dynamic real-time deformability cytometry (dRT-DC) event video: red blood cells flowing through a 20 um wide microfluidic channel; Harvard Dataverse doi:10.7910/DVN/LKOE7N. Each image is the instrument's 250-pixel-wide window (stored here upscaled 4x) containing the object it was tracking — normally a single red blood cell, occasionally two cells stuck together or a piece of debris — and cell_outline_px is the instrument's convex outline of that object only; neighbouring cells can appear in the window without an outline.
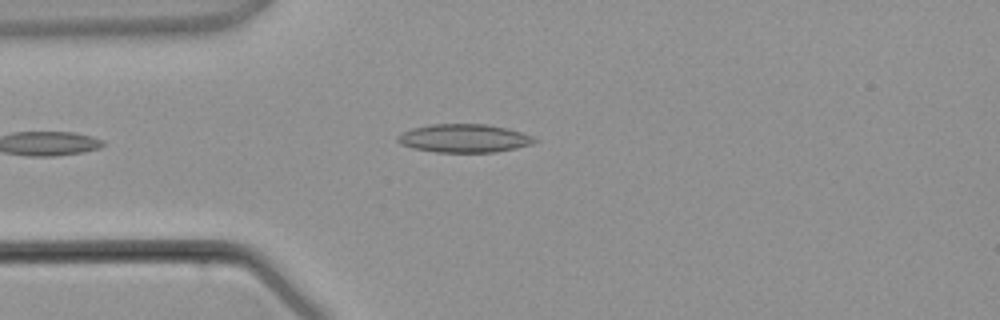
{"species": "common noctule bat (a hibernating species)", "species_latin": "Nyctalus noctula", "temperature_condition": "warm", "stored_images_in_passage": 3, "camera_frame_rate_fps": 3000, "um_per_image_px": 0.085, "animal": {"sex": "male", "body_mass_g": 21.5, "forearm_length_mm": 52.0}, "frame": {"image": 1, "passage_image": 3, "time_ms": 2.667, "image_size_px": [1000, 320], "cell_outline_px": [[540, 140], [532, 144], [516, 148], [496, 152], [436, 152], [412, 148], [400, 144], [396, 140], [396, 136], [400, 132], [412, 128], [432, 124], [488, 124], [508, 128], [532, 136]], "centroid_in_image_um": [39.43, 11.75], "position_along_channel_um": 45.6, "area_um2": 22.83}}